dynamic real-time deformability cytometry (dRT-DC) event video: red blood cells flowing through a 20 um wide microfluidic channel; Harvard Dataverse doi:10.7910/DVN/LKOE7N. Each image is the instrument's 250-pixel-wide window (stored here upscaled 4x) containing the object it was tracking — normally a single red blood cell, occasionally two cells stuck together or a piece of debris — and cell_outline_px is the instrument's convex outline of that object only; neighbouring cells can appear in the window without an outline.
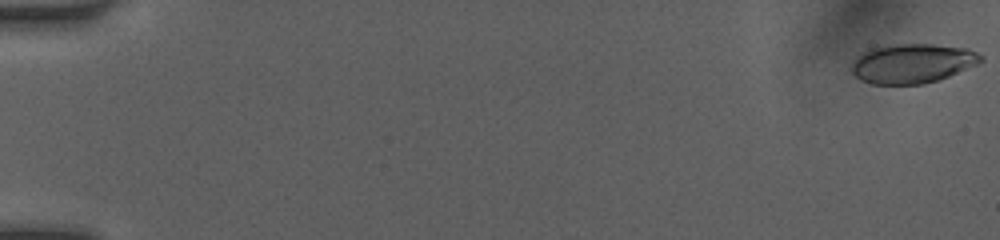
{"species": "human", "species_latin": "Homo sapiens", "temperature_condition": "room temperature", "stored_images_in_passage": 51, "camera_frame_rate_fps": 3000, "um_per_image_px": 0.085, "donor": {"sex": "female"}, "frame": {"image": 1, "passage_image": 1, "time_ms": 0.0, "image_size_px": [1000, 240], "cell_outline_px": [[984, 60], [976, 64], [940, 80], [924, 84], [872, 84], [860, 80], [848, 68], [852, 60], [856, 56], [872, 48], [892, 44], [932, 44], [968, 48], [984, 56]], "centroid_in_image_um": [77.52, 5.39], "position_along_channel_um": 7.5, "area_um2": 30.0}}
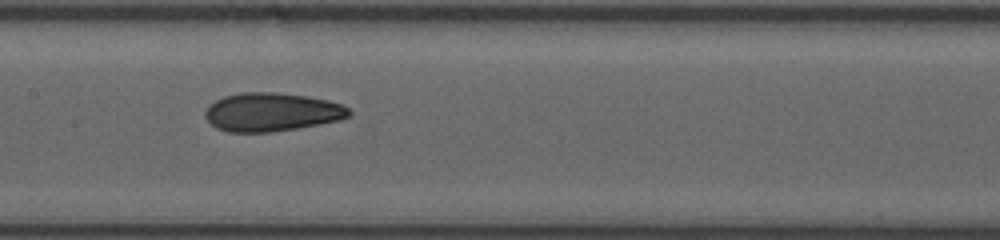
{"frame": {"image": 2, "passage_image": 27, "time_ms": 8.667, "image_size_px": [1000, 240], "cell_outline_px": [[352, 112], [348, 116], [340, 120], [296, 128], [272, 132], [228, 132], [216, 128], [204, 116], [204, 112], [208, 104], [224, 96], [240, 92], [276, 92], [308, 96], [328, 100], [340, 104], [348, 108]], "centroid_in_image_um": [23.06, 9.52], "position_along_channel_um": 184.3, "area_um2": 32.37}}
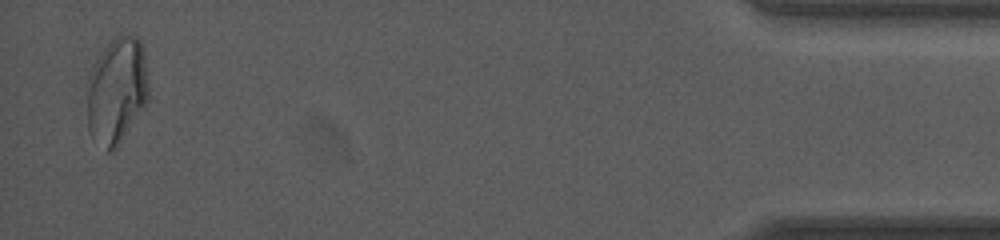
{"frame": {"image": 3, "passage_image": 50, "time_ms": 16.333, "image_size_px": [1000, 240], "cell_outline_px": [[148, 104], [116, 144], [108, 152], [88, 132], [88, 80], [92, 68], [96, 60], [112, 36], [116, 32], [136, 36], [140, 40], [144, 48], [148, 88]], "centroid_in_image_um": [9.94, 7.59], "position_along_channel_um": 425.3, "area_um2": 37.97}, "authors_computed_cell_mechanics": {"area_um2": 31.79, "velocity_mm_per_s": 4.1542, "shape_relaxation_time_tau1_ms": null, "shape_relaxation_time_tau2_ms": 1.6179, "deformation_change_tau1": null, "deformation_change_tau2": 0.069}}